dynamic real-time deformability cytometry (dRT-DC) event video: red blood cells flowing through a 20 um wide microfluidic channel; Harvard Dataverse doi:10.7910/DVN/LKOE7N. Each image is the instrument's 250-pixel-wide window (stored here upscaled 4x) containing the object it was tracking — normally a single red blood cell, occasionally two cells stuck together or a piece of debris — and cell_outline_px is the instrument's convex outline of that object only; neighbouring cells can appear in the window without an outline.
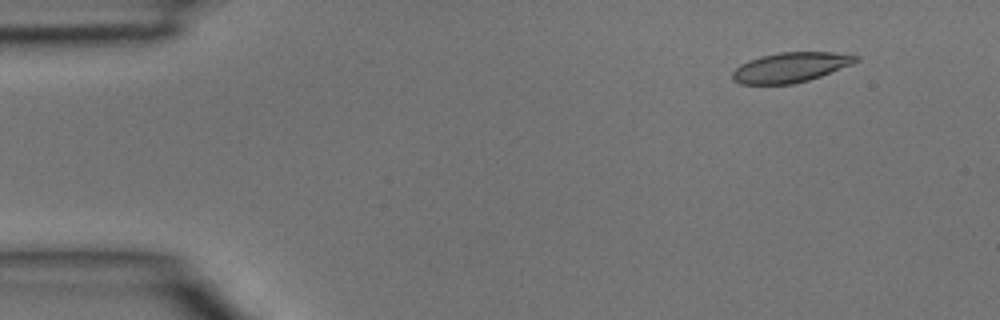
{"species": "common noctule bat (a hibernating species)", "species_latin": "Nyctalus noctula", "temperature_condition": "room temperature", "stored_images_in_passage": 3, "camera_frame_rate_fps": 3000, "um_per_image_px": 0.085, "animal": {"sex": "male", "body_mass_g": 15.6}, "frame": {"image": 1, "passage_image": 1, "time_ms": 0.0, "image_size_px": [1000, 320], "cell_outline_px": [[860, 60], [852, 64], [820, 76], [808, 80], [792, 84], [740, 84], [732, 80], [732, 72], [740, 64], [748, 60], [760, 56], [780, 52], [832, 52], [860, 56]], "centroid_in_image_um": [67.17, 5.72], "position_along_channel_um": 17.8, "area_um2": 21.5}}